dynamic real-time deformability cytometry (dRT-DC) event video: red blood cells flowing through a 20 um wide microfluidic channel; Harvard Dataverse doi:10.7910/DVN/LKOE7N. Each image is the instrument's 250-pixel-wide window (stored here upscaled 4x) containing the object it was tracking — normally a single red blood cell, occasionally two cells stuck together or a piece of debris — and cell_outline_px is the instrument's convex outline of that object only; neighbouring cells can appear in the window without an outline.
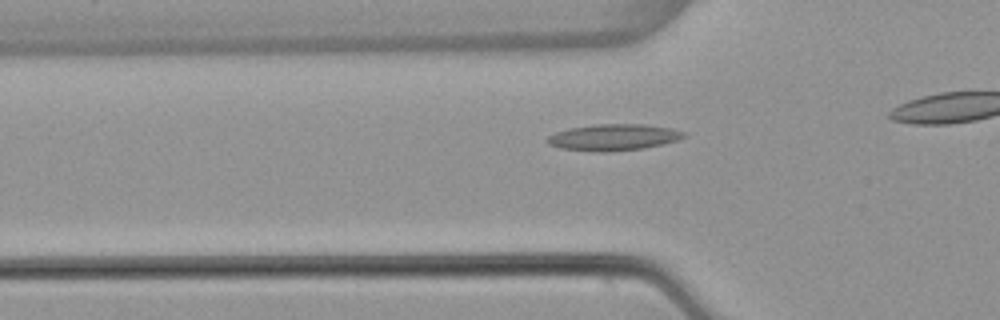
{"species": "common noctule bat (a hibernating species)", "species_latin": "Nyctalus noctula", "temperature_condition": "warm", "stored_images_in_passage": 34, "camera_frame_rate_fps": 3000, "um_per_image_px": 0.085, "animal": {"sex": "female", "body_mass_g": 22.7, "forearm_length_mm": 54.2}, "frame": {"image": 1, "passage_image": 9, "time_ms": 2.667, "image_size_px": [1000, 320], "cell_outline_px": [[688, 132], [684, 136], [676, 140], [664, 144], [644, 148], [608, 152], [592, 152], [560, 148], [548, 144], [544, 140], [548, 136], [556, 132], [568, 128], [596, 124], [644, 124], [672, 128]], "centroid_in_image_um": [52.13, 11.67], "position_along_channel_um": 73.7, "area_um2": 21.27}}
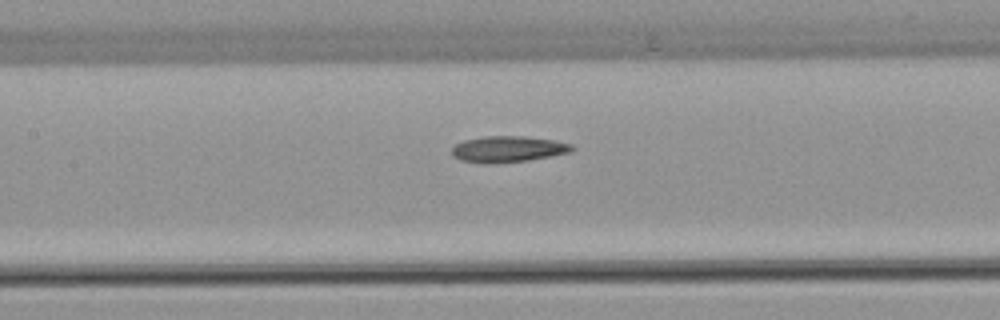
{"frame": {"image": 2, "passage_image": 16, "time_ms": 5.0, "image_size_px": [1000, 320], "cell_outline_px": [[576, 148], [572, 152], [552, 156], [528, 160], [496, 164], [484, 164], [460, 160], [452, 156], [452, 148], [456, 144], [464, 140], [484, 136], [524, 136], [552, 140], [572, 144]], "centroid_in_image_um": [43.18, 12.69], "position_along_channel_um": 164.2, "area_um2": 18.55}}
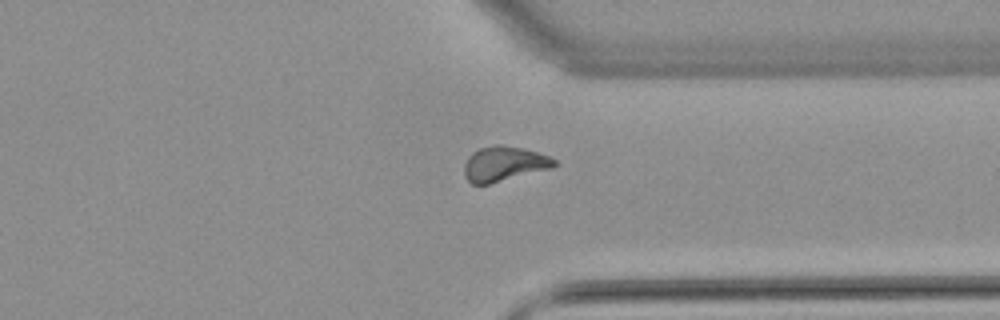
{"frame": {"image": 3, "passage_image": 32, "time_ms": 10.333, "image_size_px": [1000, 320], "cell_outline_px": [[556, 164], [552, 168], [488, 184], [472, 184], [464, 176], [464, 164], [468, 156], [472, 152], [480, 148], [496, 144], [500, 144], [524, 148], [548, 156], [556, 160]], "centroid_in_image_um": [42.82, 13.92], "position_along_channel_um": 368.6, "area_um2": 18.26}}